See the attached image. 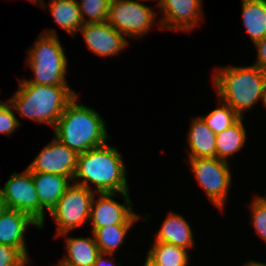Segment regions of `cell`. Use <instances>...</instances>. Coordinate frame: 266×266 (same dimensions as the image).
<instances>
[{"label": "cell", "instance_id": "obj_1", "mask_svg": "<svg viewBox=\"0 0 266 266\" xmlns=\"http://www.w3.org/2000/svg\"><path fill=\"white\" fill-rule=\"evenodd\" d=\"M126 173L121 152L105 143L78 154L72 183L96 193L129 192Z\"/></svg>", "mask_w": 266, "mask_h": 266}, {"label": "cell", "instance_id": "obj_2", "mask_svg": "<svg viewBox=\"0 0 266 266\" xmlns=\"http://www.w3.org/2000/svg\"><path fill=\"white\" fill-rule=\"evenodd\" d=\"M217 96L240 117L258 101H266V70L255 65L227 66L213 71Z\"/></svg>", "mask_w": 266, "mask_h": 266}, {"label": "cell", "instance_id": "obj_3", "mask_svg": "<svg viewBox=\"0 0 266 266\" xmlns=\"http://www.w3.org/2000/svg\"><path fill=\"white\" fill-rule=\"evenodd\" d=\"M78 94L67 104L55 126L54 136L64 145L82 154L107 143L105 120L92 107L78 103Z\"/></svg>", "mask_w": 266, "mask_h": 266}, {"label": "cell", "instance_id": "obj_4", "mask_svg": "<svg viewBox=\"0 0 266 266\" xmlns=\"http://www.w3.org/2000/svg\"><path fill=\"white\" fill-rule=\"evenodd\" d=\"M76 95L69 86L19 83L17 92L8 101L20 116L55 128L67 104Z\"/></svg>", "mask_w": 266, "mask_h": 266}, {"label": "cell", "instance_id": "obj_5", "mask_svg": "<svg viewBox=\"0 0 266 266\" xmlns=\"http://www.w3.org/2000/svg\"><path fill=\"white\" fill-rule=\"evenodd\" d=\"M33 43L27 54V65L34 79H20L19 83L69 86L66 81L68 59L56 29H47Z\"/></svg>", "mask_w": 266, "mask_h": 266}, {"label": "cell", "instance_id": "obj_6", "mask_svg": "<svg viewBox=\"0 0 266 266\" xmlns=\"http://www.w3.org/2000/svg\"><path fill=\"white\" fill-rule=\"evenodd\" d=\"M95 191L72 183L49 213L56 223L55 237L89 222Z\"/></svg>", "mask_w": 266, "mask_h": 266}, {"label": "cell", "instance_id": "obj_7", "mask_svg": "<svg viewBox=\"0 0 266 266\" xmlns=\"http://www.w3.org/2000/svg\"><path fill=\"white\" fill-rule=\"evenodd\" d=\"M186 162L190 164L199 186L203 188L208 199L217 209L224 212L232 183L229 163L216 157L186 159Z\"/></svg>", "mask_w": 266, "mask_h": 266}, {"label": "cell", "instance_id": "obj_8", "mask_svg": "<svg viewBox=\"0 0 266 266\" xmlns=\"http://www.w3.org/2000/svg\"><path fill=\"white\" fill-rule=\"evenodd\" d=\"M141 1L145 0H111L107 22L125 37L140 39L147 35L156 24L157 12Z\"/></svg>", "mask_w": 266, "mask_h": 266}, {"label": "cell", "instance_id": "obj_9", "mask_svg": "<svg viewBox=\"0 0 266 266\" xmlns=\"http://www.w3.org/2000/svg\"><path fill=\"white\" fill-rule=\"evenodd\" d=\"M7 209H14L28 214L35 220L40 229L45 224V211L40 205V200L32 178V172L26 168L18 174L13 172L3 188H0Z\"/></svg>", "mask_w": 266, "mask_h": 266}, {"label": "cell", "instance_id": "obj_10", "mask_svg": "<svg viewBox=\"0 0 266 266\" xmlns=\"http://www.w3.org/2000/svg\"><path fill=\"white\" fill-rule=\"evenodd\" d=\"M118 195L123 197L124 204L114 200ZM129 195V192L95 193L89 220L91 229L110 225H134L140 216L133 211Z\"/></svg>", "mask_w": 266, "mask_h": 266}, {"label": "cell", "instance_id": "obj_11", "mask_svg": "<svg viewBox=\"0 0 266 266\" xmlns=\"http://www.w3.org/2000/svg\"><path fill=\"white\" fill-rule=\"evenodd\" d=\"M161 11L160 30L191 32L203 19L202 0H160L156 3Z\"/></svg>", "mask_w": 266, "mask_h": 266}, {"label": "cell", "instance_id": "obj_12", "mask_svg": "<svg viewBox=\"0 0 266 266\" xmlns=\"http://www.w3.org/2000/svg\"><path fill=\"white\" fill-rule=\"evenodd\" d=\"M77 158L78 154L75 151L54 137L27 168L31 172L63 175L72 180L77 168Z\"/></svg>", "mask_w": 266, "mask_h": 266}, {"label": "cell", "instance_id": "obj_13", "mask_svg": "<svg viewBox=\"0 0 266 266\" xmlns=\"http://www.w3.org/2000/svg\"><path fill=\"white\" fill-rule=\"evenodd\" d=\"M79 30L88 49L101 57L119 55L129 44L128 39L107 21L84 23Z\"/></svg>", "mask_w": 266, "mask_h": 266}, {"label": "cell", "instance_id": "obj_14", "mask_svg": "<svg viewBox=\"0 0 266 266\" xmlns=\"http://www.w3.org/2000/svg\"><path fill=\"white\" fill-rule=\"evenodd\" d=\"M29 225L40 229L39 224L28 214L14 209H7L0 216V244L16 248L28 261L25 232Z\"/></svg>", "mask_w": 266, "mask_h": 266}, {"label": "cell", "instance_id": "obj_15", "mask_svg": "<svg viewBox=\"0 0 266 266\" xmlns=\"http://www.w3.org/2000/svg\"><path fill=\"white\" fill-rule=\"evenodd\" d=\"M193 231L184 216L169 212L155 233L154 241L165 242L189 250L194 247Z\"/></svg>", "mask_w": 266, "mask_h": 266}, {"label": "cell", "instance_id": "obj_16", "mask_svg": "<svg viewBox=\"0 0 266 266\" xmlns=\"http://www.w3.org/2000/svg\"><path fill=\"white\" fill-rule=\"evenodd\" d=\"M32 178L40 200V205L51 212L66 189L72 184L68 176L44 172H32Z\"/></svg>", "mask_w": 266, "mask_h": 266}, {"label": "cell", "instance_id": "obj_17", "mask_svg": "<svg viewBox=\"0 0 266 266\" xmlns=\"http://www.w3.org/2000/svg\"><path fill=\"white\" fill-rule=\"evenodd\" d=\"M187 136L188 159L216 157V134L202 117L192 118Z\"/></svg>", "mask_w": 266, "mask_h": 266}, {"label": "cell", "instance_id": "obj_18", "mask_svg": "<svg viewBox=\"0 0 266 266\" xmlns=\"http://www.w3.org/2000/svg\"><path fill=\"white\" fill-rule=\"evenodd\" d=\"M66 238L67 253L61 259L73 266H93L100 250L94 240V236L89 237H70L69 232L61 234Z\"/></svg>", "mask_w": 266, "mask_h": 266}, {"label": "cell", "instance_id": "obj_19", "mask_svg": "<svg viewBox=\"0 0 266 266\" xmlns=\"http://www.w3.org/2000/svg\"><path fill=\"white\" fill-rule=\"evenodd\" d=\"M53 21L71 37L76 36L84 25L77 0H49Z\"/></svg>", "mask_w": 266, "mask_h": 266}, {"label": "cell", "instance_id": "obj_20", "mask_svg": "<svg viewBox=\"0 0 266 266\" xmlns=\"http://www.w3.org/2000/svg\"><path fill=\"white\" fill-rule=\"evenodd\" d=\"M242 21L253 43L266 35V0H241Z\"/></svg>", "mask_w": 266, "mask_h": 266}, {"label": "cell", "instance_id": "obj_21", "mask_svg": "<svg viewBox=\"0 0 266 266\" xmlns=\"http://www.w3.org/2000/svg\"><path fill=\"white\" fill-rule=\"evenodd\" d=\"M240 117L232 126L216 134V158L229 162L228 158L245 145L247 132Z\"/></svg>", "mask_w": 266, "mask_h": 266}, {"label": "cell", "instance_id": "obj_22", "mask_svg": "<svg viewBox=\"0 0 266 266\" xmlns=\"http://www.w3.org/2000/svg\"><path fill=\"white\" fill-rule=\"evenodd\" d=\"M146 257L156 266H187L189 251L165 242L153 241Z\"/></svg>", "mask_w": 266, "mask_h": 266}, {"label": "cell", "instance_id": "obj_23", "mask_svg": "<svg viewBox=\"0 0 266 266\" xmlns=\"http://www.w3.org/2000/svg\"><path fill=\"white\" fill-rule=\"evenodd\" d=\"M133 225H110L92 229L94 240L102 254L114 255L124 244V238Z\"/></svg>", "mask_w": 266, "mask_h": 266}, {"label": "cell", "instance_id": "obj_24", "mask_svg": "<svg viewBox=\"0 0 266 266\" xmlns=\"http://www.w3.org/2000/svg\"><path fill=\"white\" fill-rule=\"evenodd\" d=\"M219 100V107L213 109L208 115L202 116L206 125L215 133H221L232 126L240 116L229 107L228 104Z\"/></svg>", "mask_w": 266, "mask_h": 266}, {"label": "cell", "instance_id": "obj_25", "mask_svg": "<svg viewBox=\"0 0 266 266\" xmlns=\"http://www.w3.org/2000/svg\"><path fill=\"white\" fill-rule=\"evenodd\" d=\"M77 2L84 23H102L108 20L111 0H77Z\"/></svg>", "mask_w": 266, "mask_h": 266}, {"label": "cell", "instance_id": "obj_26", "mask_svg": "<svg viewBox=\"0 0 266 266\" xmlns=\"http://www.w3.org/2000/svg\"><path fill=\"white\" fill-rule=\"evenodd\" d=\"M251 224L266 243V196H255L251 203Z\"/></svg>", "mask_w": 266, "mask_h": 266}, {"label": "cell", "instance_id": "obj_27", "mask_svg": "<svg viewBox=\"0 0 266 266\" xmlns=\"http://www.w3.org/2000/svg\"><path fill=\"white\" fill-rule=\"evenodd\" d=\"M13 109L8 100L5 102L0 101V133L9 137L21 126V122L14 114Z\"/></svg>", "mask_w": 266, "mask_h": 266}, {"label": "cell", "instance_id": "obj_28", "mask_svg": "<svg viewBox=\"0 0 266 266\" xmlns=\"http://www.w3.org/2000/svg\"><path fill=\"white\" fill-rule=\"evenodd\" d=\"M27 262L16 248L0 244V266H24Z\"/></svg>", "mask_w": 266, "mask_h": 266}, {"label": "cell", "instance_id": "obj_29", "mask_svg": "<svg viewBox=\"0 0 266 266\" xmlns=\"http://www.w3.org/2000/svg\"><path fill=\"white\" fill-rule=\"evenodd\" d=\"M257 50V59L255 60V66L266 70V35L259 41L254 43Z\"/></svg>", "mask_w": 266, "mask_h": 266}, {"label": "cell", "instance_id": "obj_30", "mask_svg": "<svg viewBox=\"0 0 266 266\" xmlns=\"http://www.w3.org/2000/svg\"><path fill=\"white\" fill-rule=\"evenodd\" d=\"M107 254H102L100 253V255L97 257V260L95 261L93 266H117V265H121L120 263L115 262V257H113L112 259L110 258L109 254H108V258Z\"/></svg>", "mask_w": 266, "mask_h": 266}, {"label": "cell", "instance_id": "obj_31", "mask_svg": "<svg viewBox=\"0 0 266 266\" xmlns=\"http://www.w3.org/2000/svg\"><path fill=\"white\" fill-rule=\"evenodd\" d=\"M243 266H266V263L263 262H258V261H254V260H249L248 262H246Z\"/></svg>", "mask_w": 266, "mask_h": 266}, {"label": "cell", "instance_id": "obj_32", "mask_svg": "<svg viewBox=\"0 0 266 266\" xmlns=\"http://www.w3.org/2000/svg\"><path fill=\"white\" fill-rule=\"evenodd\" d=\"M7 210V206L5 201L2 198L1 192H0V216Z\"/></svg>", "mask_w": 266, "mask_h": 266}, {"label": "cell", "instance_id": "obj_33", "mask_svg": "<svg viewBox=\"0 0 266 266\" xmlns=\"http://www.w3.org/2000/svg\"><path fill=\"white\" fill-rule=\"evenodd\" d=\"M28 1H31V2H33L34 4H37L38 6H40L41 8H46L45 6L47 5L46 3H45V1L44 0H28ZM45 3V4H44Z\"/></svg>", "mask_w": 266, "mask_h": 266}, {"label": "cell", "instance_id": "obj_34", "mask_svg": "<svg viewBox=\"0 0 266 266\" xmlns=\"http://www.w3.org/2000/svg\"><path fill=\"white\" fill-rule=\"evenodd\" d=\"M143 266H156L150 259L146 257Z\"/></svg>", "mask_w": 266, "mask_h": 266}, {"label": "cell", "instance_id": "obj_35", "mask_svg": "<svg viewBox=\"0 0 266 266\" xmlns=\"http://www.w3.org/2000/svg\"><path fill=\"white\" fill-rule=\"evenodd\" d=\"M55 266H73V265H70V264L60 260Z\"/></svg>", "mask_w": 266, "mask_h": 266}, {"label": "cell", "instance_id": "obj_36", "mask_svg": "<svg viewBox=\"0 0 266 266\" xmlns=\"http://www.w3.org/2000/svg\"><path fill=\"white\" fill-rule=\"evenodd\" d=\"M29 264H30V263H29V261H28L24 266H29Z\"/></svg>", "mask_w": 266, "mask_h": 266}]
</instances>
